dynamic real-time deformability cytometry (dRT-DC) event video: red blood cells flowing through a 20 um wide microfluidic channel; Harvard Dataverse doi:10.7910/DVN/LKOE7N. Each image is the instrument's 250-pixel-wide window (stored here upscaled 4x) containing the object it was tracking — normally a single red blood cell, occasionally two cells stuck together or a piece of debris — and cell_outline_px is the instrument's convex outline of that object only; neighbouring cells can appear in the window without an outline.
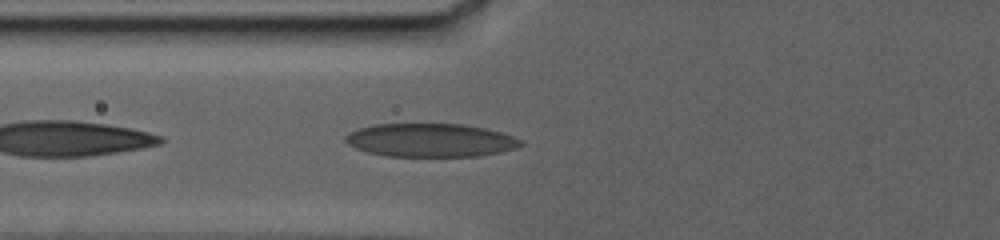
{"species": "human", "species_latin": "Homo sapiens", "temperature_condition": "warm", "stored_images_in_passage": 29, "camera_frame_rate_fps": 3000, "um_per_image_px": 0.085, "donor": {"sex": "female"}, "frame": {"image": 1, "passage_image": 6, "time_ms": 1.0, "image_size_px": [1000, 240], "cell_outline_px": [[524, 144], [516, 148], [500, 152], [480, 156], [388, 156], [368, 152], [356, 148], [348, 144], [344, 140], [344, 136], [348, 132], [356, 128], [372, 124], [464, 124], [484, 128], [500, 132], [524, 140]], "centroid_in_image_um": [36.57, 11.91], "position_along_channel_um": 89.2, "area_um2": 34.33}}
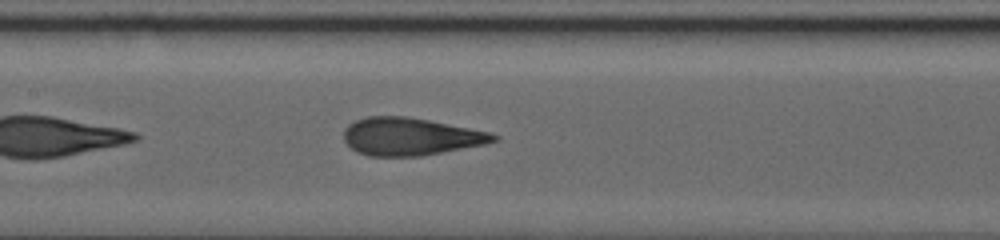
{"frame": {"image": 2, "passage_image": 20, "time_ms": 4.0, "image_size_px": [1000, 240], "cell_outline_px": [[500, 140], [484, 144], [420, 156], [368, 156], [356, 152], [344, 140], [344, 128], [348, 124], [356, 120], [368, 116], [404, 116], [428, 120], [488, 132], [500, 136]], "centroid_in_image_um": [34.85, 11.61], "position_along_channel_um": 172.5, "area_um2": 32.6}}
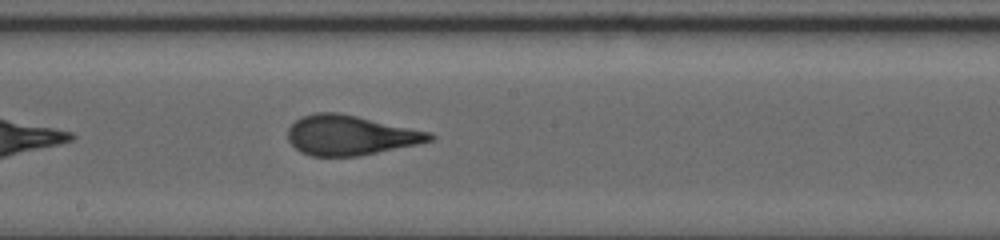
{"frame": {"image": 3, "passage_image": 28, "time_ms": 5.667, "image_size_px": [1000, 240], "cell_outline_px": [[436, 136], [432, 140], [416, 144], [360, 156], [312, 156], [300, 152], [288, 140], [288, 128], [300, 116], [316, 112], [340, 112], [432, 132]], "centroid_in_image_um": [29.77, 11.48], "position_along_channel_um": 218.4, "area_um2": 33.06}}